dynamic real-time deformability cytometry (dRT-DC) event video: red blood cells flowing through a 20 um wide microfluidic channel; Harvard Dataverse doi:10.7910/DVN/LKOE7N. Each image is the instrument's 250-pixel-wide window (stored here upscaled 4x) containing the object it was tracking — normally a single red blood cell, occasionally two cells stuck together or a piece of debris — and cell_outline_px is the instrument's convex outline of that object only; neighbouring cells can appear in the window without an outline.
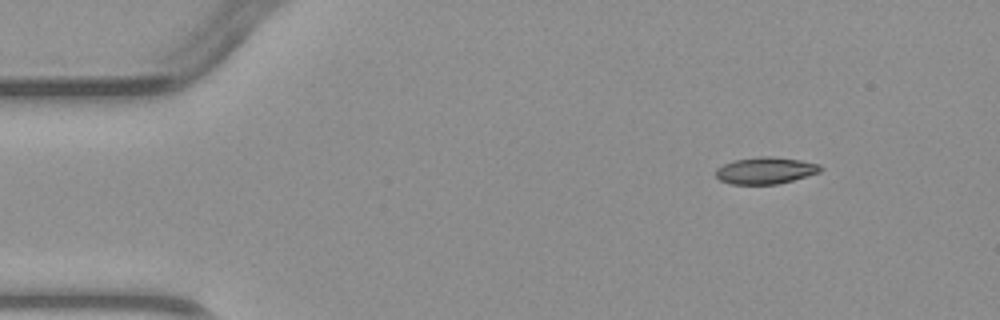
{"species": "common noctule bat (a hibernating species)", "species_latin": "Nyctalus noctula", "temperature_condition": "warm", "stored_images_in_passage": 4, "segment_of_instrument_passage": [2, 2], "camera_frame_rate_fps": 3000, "um_per_image_px": 0.085, "animal": {"sex": "male", "body_mass_g": 23.1, "forearm_length_mm": 52.7}, "frame": {"image": 1, "passage_image": 4, "time_ms": 3.333, "image_size_px": [1000, 320], "cell_outline_px": [[824, 168], [820, 172], [792, 180], [776, 184], [732, 184], [720, 180], [716, 176], [716, 168], [724, 164], [736, 160], [760, 156], [772, 156], [800, 160], [820, 164]], "centroid_in_image_um": [65.08, 14.49], "position_along_channel_um": 19.9, "area_um2": 16.24}}